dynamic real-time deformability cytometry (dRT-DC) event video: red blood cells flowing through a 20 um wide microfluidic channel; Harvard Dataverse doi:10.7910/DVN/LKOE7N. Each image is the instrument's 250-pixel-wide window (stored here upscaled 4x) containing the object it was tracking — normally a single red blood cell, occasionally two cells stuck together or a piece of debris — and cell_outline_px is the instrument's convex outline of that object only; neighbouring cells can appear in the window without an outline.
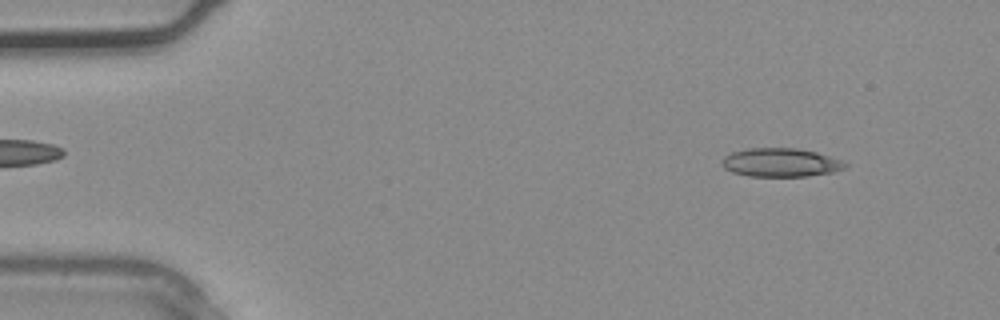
{"species": "common noctule bat (a hibernating species)", "species_latin": "Nyctalus noctula", "temperature_condition": "warm", "stored_images_in_passage": 2, "camera_frame_rate_fps": 3000, "um_per_image_px": 0.085, "animal": {"sex": "male", "body_mass_g": 20.4}, "frame": {"image": 1, "passage_image": 1, "time_ms": 0.0, "image_size_px": [1000, 320], "cell_outline_px": [[848, 164], [844, 168], [832, 172], [804, 176], [748, 176], [732, 172], [724, 168], [720, 164], [720, 160], [724, 156], [732, 152], [748, 148], [796, 148], [816, 152], [840, 160]], "centroid_in_image_um": [66.29, 13.81], "position_along_channel_um": 18.7, "area_um2": 20.46}}